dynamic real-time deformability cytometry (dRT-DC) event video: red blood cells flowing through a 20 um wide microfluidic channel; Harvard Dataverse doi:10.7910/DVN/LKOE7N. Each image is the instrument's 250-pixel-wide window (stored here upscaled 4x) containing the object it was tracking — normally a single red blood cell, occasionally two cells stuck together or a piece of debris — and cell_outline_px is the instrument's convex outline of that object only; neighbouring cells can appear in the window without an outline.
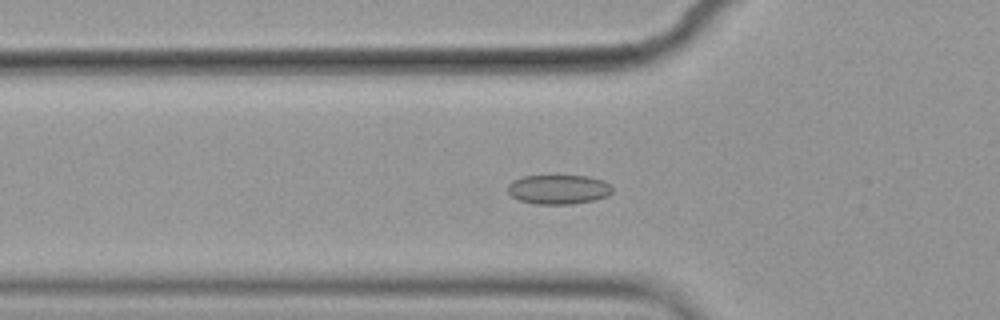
{"species": "common noctule bat (a hibernating species)", "species_latin": "Nyctalus noctula", "temperature_condition": "cold", "stored_images_in_passage": 54, "camera_frame_rate_fps": 3000, "um_per_image_px": 0.085, "animal": {"sex": "female", "body_mass_g": 19.9}, "frame": {"image": 1, "passage_image": 16, "time_ms": 5.0, "image_size_px": [1000, 320], "cell_outline_px": [[612, 192], [608, 196], [592, 200], [572, 204], [536, 204], [520, 200], [512, 196], [508, 192], [508, 184], [512, 180], [524, 176], [588, 176], [600, 180], [608, 184], [612, 188]], "centroid_in_image_um": [47.45, 16.1], "position_along_channel_um": 78.4, "area_um2": 17.74}}
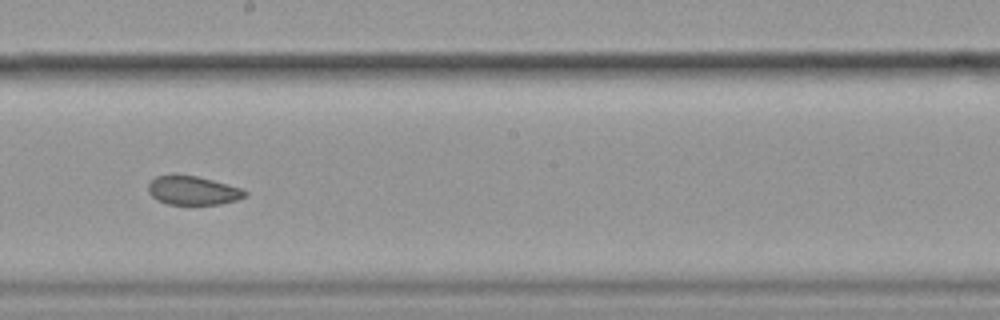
{"frame": {"image": 2, "passage_image": 29, "time_ms": 9.333, "image_size_px": [1000, 320], "cell_outline_px": [[248, 196], [236, 200], [220, 204], [168, 204], [156, 200], [148, 192], [148, 184], [156, 176], [196, 176], [244, 188], [248, 192]], "centroid_in_image_um": [16.44, 16.21], "position_along_channel_um": 231.8, "area_um2": 16.13}}
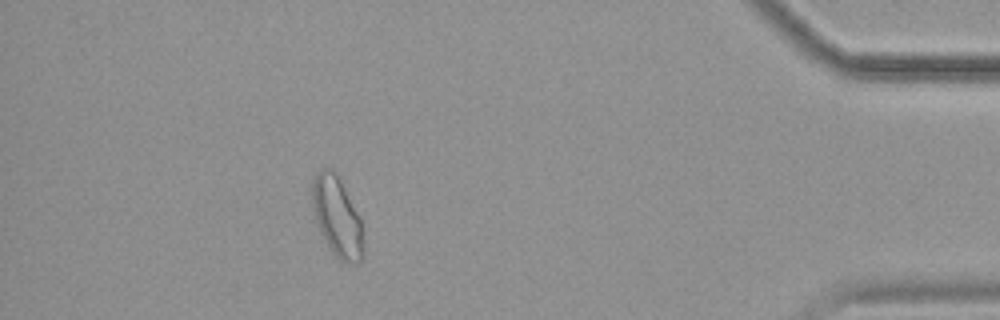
{"frame": {"image": 3, "passage_image": 48, "time_ms": 15.667, "image_size_px": [1000, 320], "cell_outline_px": [[364, 256], [360, 264], [352, 264], [340, 260], [332, 252], [320, 232], [312, 208], [312, 180], [320, 168], [328, 168], [340, 180], [360, 216], [364, 248]], "centroid_in_image_um": [28.67, 18.48], "position_along_channel_um": 406.5, "area_um2": 23.81}, "authors_computed_cell_mechanics": {"area_um2": 19.1896, "velocity_mm_per_s": 3.5422, "shape_relaxation_time_tau1_ms": null, "shape_relaxation_time_tau2_ms": 2.7161, "deformation_change_tau1": null, "deformation_change_tau2": 0.0637}}